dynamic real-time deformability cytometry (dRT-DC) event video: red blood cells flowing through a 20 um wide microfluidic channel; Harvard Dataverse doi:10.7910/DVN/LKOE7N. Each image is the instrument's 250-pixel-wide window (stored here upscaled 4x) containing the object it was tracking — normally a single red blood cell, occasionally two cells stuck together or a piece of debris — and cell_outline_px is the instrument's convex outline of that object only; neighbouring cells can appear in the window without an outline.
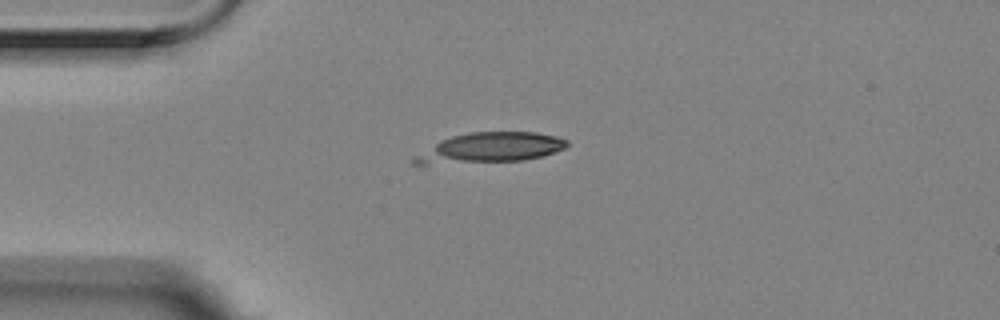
{"species": "Egyptian fruit bat (a non-hibernating species)", "species_latin": "Rousettus aegyptiacus", "temperature_condition": "room temperature", "stored_images_in_passage": 3, "camera_frame_rate_fps": 3000, "um_per_image_px": 0.085, "animal": {"sex": "female"}, "frame": {"image": 1, "passage_image": 1, "time_ms": 0.0, "image_size_px": [1000, 320], "cell_outline_px": [[568, 148], [540, 156], [524, 160], [428, 164], [412, 164], [412, 160], [416, 156], [440, 140], [452, 136], [468, 132], [536, 132], [556, 136], [568, 140]], "centroid_in_image_um": [41.71, 12.55], "position_along_channel_um": 43.3, "area_um2": 26.47}}
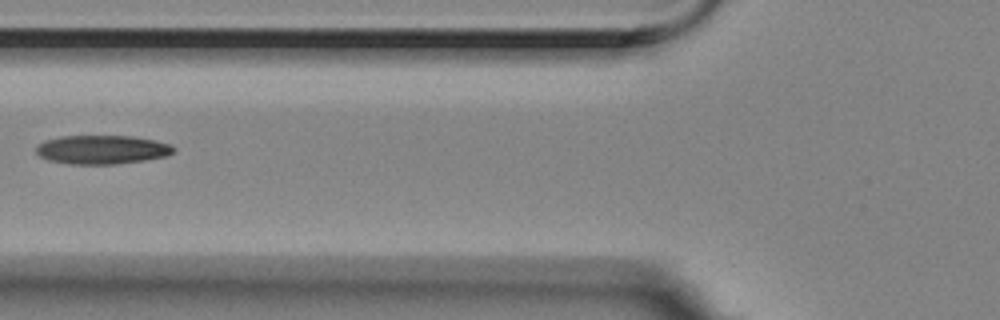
{"frame": {"image": 2, "passage_image": 3, "time_ms": 0.667, "image_size_px": [1000, 320], "cell_outline_px": [[176, 148], [168, 156], [144, 160], [112, 164], [72, 164], [48, 160], [40, 156], [36, 152], [36, 148], [44, 140], [60, 136], [132, 136], [156, 140], [172, 144]], "centroid_in_image_um": [8.7, 12.71], "position_along_channel_um": 117.1, "area_um2": 23.12}}